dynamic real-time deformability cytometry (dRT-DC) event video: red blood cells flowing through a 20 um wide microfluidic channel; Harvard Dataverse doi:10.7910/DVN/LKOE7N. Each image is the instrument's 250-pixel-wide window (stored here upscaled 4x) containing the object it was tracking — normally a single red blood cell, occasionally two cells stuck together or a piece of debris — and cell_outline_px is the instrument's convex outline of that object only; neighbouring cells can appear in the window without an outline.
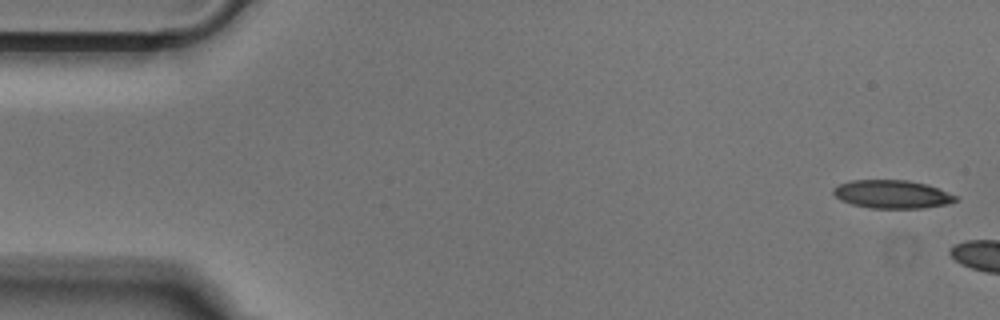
{"species": "Egyptian fruit bat (a non-hibernating species)", "species_latin": "Rousettus aegyptiacus", "temperature_condition": "cold", "stored_images_in_passage": 5, "camera_frame_rate_fps": 3000, "um_per_image_px": 0.085, "animal": {"sex": "male"}, "frame": {"image": 1, "passage_image": 1, "time_ms": 0.0, "image_size_px": [1000, 320], "cell_outline_px": [[960, 196], [956, 200], [948, 204], [924, 208], [872, 208], [852, 204], [840, 200], [832, 192], [832, 188], [848, 180], [908, 180], [928, 184]], "centroid_in_image_um": [75.86, 16.5], "position_along_channel_um": 9.1, "area_um2": 20.35}}